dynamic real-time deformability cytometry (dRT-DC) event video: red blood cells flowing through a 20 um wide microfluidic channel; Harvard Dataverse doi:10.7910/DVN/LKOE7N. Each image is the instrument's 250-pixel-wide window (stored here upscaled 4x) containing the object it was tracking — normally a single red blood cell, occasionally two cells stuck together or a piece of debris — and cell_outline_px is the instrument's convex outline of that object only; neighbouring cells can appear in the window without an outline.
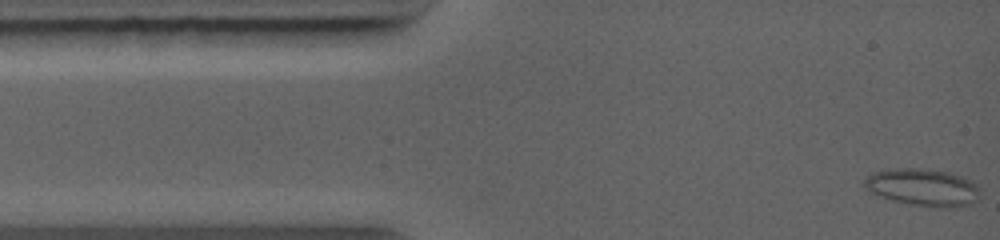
{"species": "common noctule bat (a hibernating species)", "species_latin": "Nyctalus noctula", "temperature_condition": "warm", "stored_images_in_passage": 24, "camera_frame_rate_fps": 5000, "um_per_image_px": 0.085, "animal": {"sex": "female", "body_mass_g": 19.0, "forearm_length_mm": 56.7}, "frame": {"image": 1, "passage_image": 1, "time_ms": 0.0, "image_size_px": [1000, 240], "cell_outline_px": [[980, 192], [976, 200], [968, 204], [952, 208], [944, 208], [912, 204], [892, 200], [880, 196], [864, 188], [864, 180], [868, 176], [876, 172], [896, 168], [912, 168], [948, 172], [964, 176], [976, 184]], "centroid_in_image_um": [78.46, 15.93], "position_along_channel_um": 6.5, "area_um2": 24.8}}
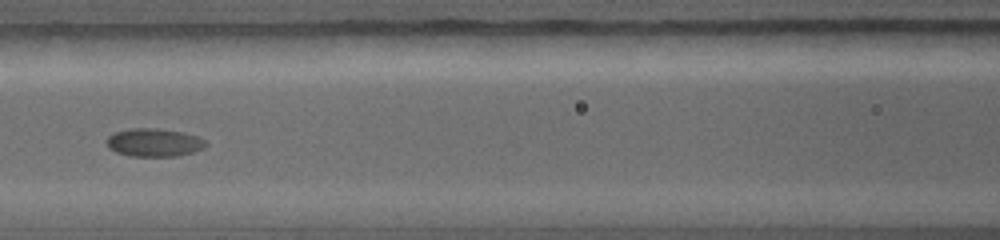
{"frame": {"image": 2, "passage_image": 14, "time_ms": 5.2, "image_size_px": [1000, 240], "cell_outline_px": [[208, 144], [204, 148], [192, 152], [176, 156], [128, 156], [116, 152], [108, 148], [104, 140], [108, 136], [116, 132], [132, 128], [160, 128], [200, 136]], "centroid_in_image_um": [13.07, 12.11], "position_along_channel_um": 153.5, "area_um2": 16.42}}
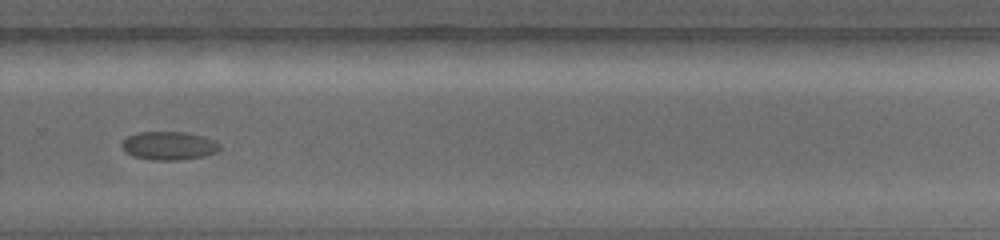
{"frame": {"image": 3, "passage_image": 24, "time_ms": 9.0, "image_size_px": [1000, 240], "cell_outline_px": [[220, 148], [216, 152], [204, 156], [180, 160], [152, 160], [132, 156], [124, 152], [120, 144], [128, 136], [136, 132], [188, 132], [204, 136], [216, 140], [220, 144]], "centroid_in_image_um": [14.35, 12.38], "position_along_channel_um": 315.4, "area_um2": 16.47}}